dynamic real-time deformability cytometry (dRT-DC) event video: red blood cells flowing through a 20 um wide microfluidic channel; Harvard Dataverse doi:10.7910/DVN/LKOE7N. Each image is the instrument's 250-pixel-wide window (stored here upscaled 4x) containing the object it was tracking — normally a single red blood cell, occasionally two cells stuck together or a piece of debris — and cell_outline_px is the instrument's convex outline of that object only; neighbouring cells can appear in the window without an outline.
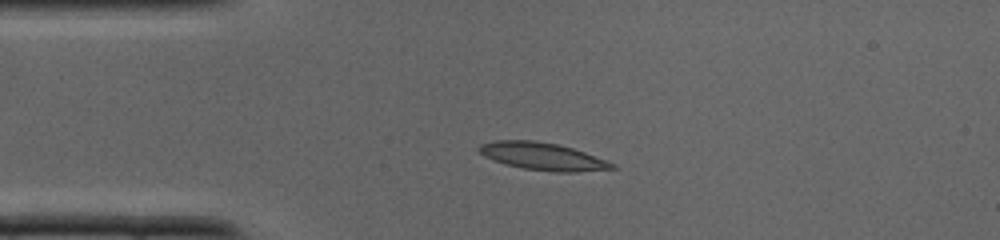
{"species": "common noctule bat (a hibernating species)", "species_latin": "Nyctalus noctula", "temperature_condition": "cold", "stored_images_in_passage": 35, "camera_frame_rate_fps": 3000, "um_per_image_px": 0.085, "animal": {"sex": "male", "body_mass_g": 19.0, "forearm_length_mm": 50.8}, "frame": {"image": 1, "passage_image": 7, "time_ms": 2.0, "image_size_px": [1000, 240], "cell_outline_px": [[620, 168], [576, 172], [556, 172], [524, 168], [504, 164], [484, 156], [476, 148], [480, 144], [496, 140], [532, 140], [556, 144], [572, 148], [584, 152], [616, 164]], "centroid_in_image_um": [46.13, 13.29], "position_along_channel_um": 38.9, "area_um2": 21.21}}
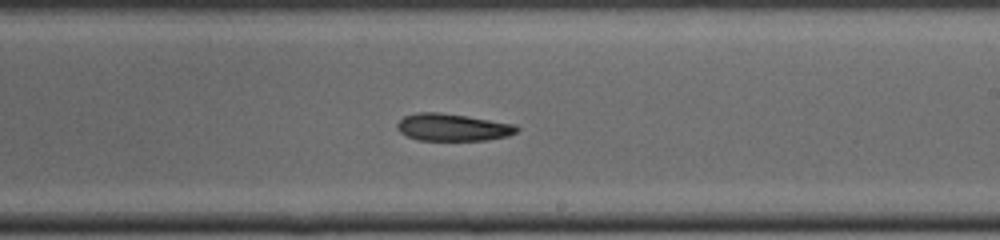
{"frame": {"image": 2, "passage_image": 20, "time_ms": 6.333, "image_size_px": [1000, 240], "cell_outline_px": [[520, 128], [516, 132], [508, 136], [488, 140], [416, 140], [400, 132], [396, 128], [396, 124], [404, 116], [416, 112], [440, 112], [468, 116], [516, 124]], "centroid_in_image_um": [38.48, 10.81], "position_along_channel_um": 250.5, "area_um2": 19.19}}
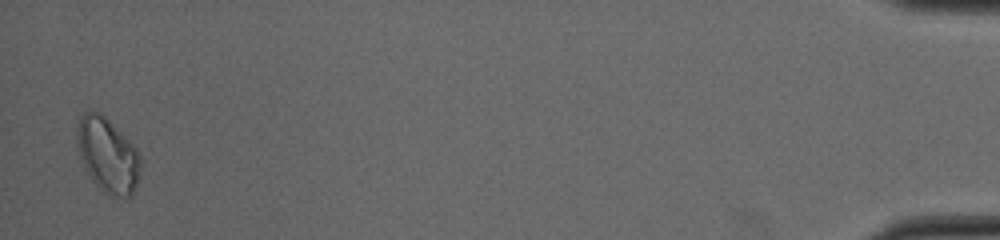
{"frame": {"image": 3, "passage_image": 35, "time_ms": 11.333, "image_size_px": [1000, 240], "cell_outline_px": [[140, 168], [136, 184], [132, 196], [124, 200], [108, 196], [92, 180], [80, 160], [76, 140], [76, 128], [80, 116], [84, 112], [100, 112], [136, 148], [140, 156]], "centroid_in_image_um": [9.13, 13.23], "position_along_channel_um": 426.1, "area_um2": 27.74}}